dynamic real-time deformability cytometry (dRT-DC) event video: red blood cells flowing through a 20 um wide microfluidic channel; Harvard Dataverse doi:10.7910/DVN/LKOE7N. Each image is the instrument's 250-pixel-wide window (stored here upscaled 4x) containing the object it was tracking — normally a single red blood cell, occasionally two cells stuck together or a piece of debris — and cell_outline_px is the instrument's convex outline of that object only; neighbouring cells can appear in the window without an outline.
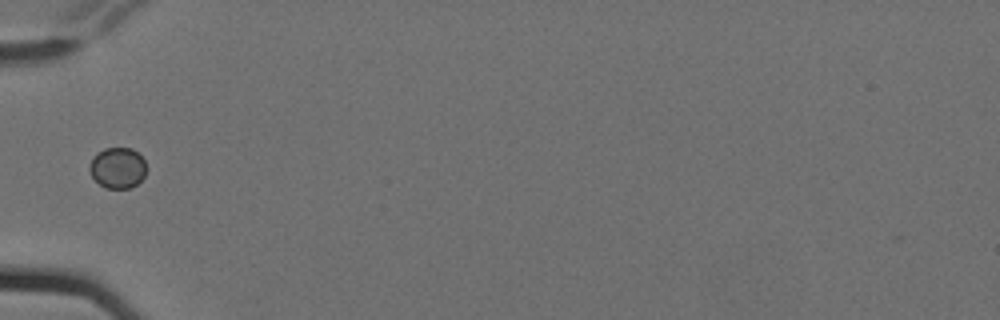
{"species": "Egyptian fruit bat (a non-hibernating species)", "species_latin": "Rousettus aegyptiacus", "temperature_condition": "cold", "stored_images_in_passage": 3, "camera_frame_rate_fps": 3000, "um_per_image_px": 0.085, "animal": {"sex": "female"}, "frame": {"image": 1, "passage_image": 1, "time_ms": 0.0, "image_size_px": [1000, 320], "cell_outline_px": [[144, 176], [132, 188], [104, 188], [92, 176], [88, 168], [92, 156], [96, 152], [104, 148], [132, 148], [144, 160]], "centroid_in_image_um": [9.95, 14.26], "position_along_channel_um": 75.1, "area_um2": 13.47}}
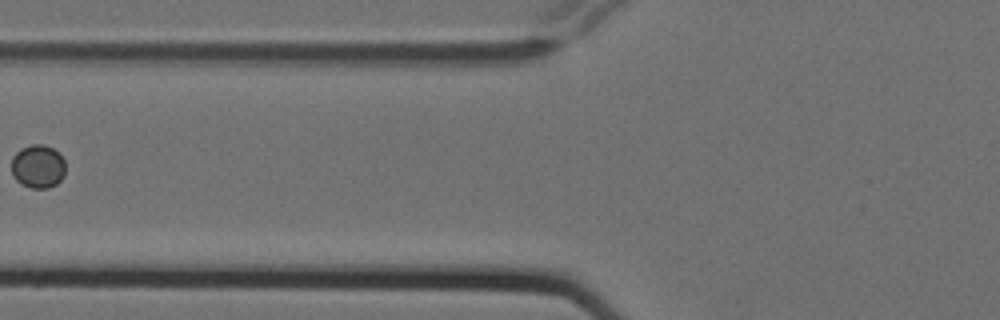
{"frame": {"image": 2, "passage_image": 2, "time_ms": 0.333, "image_size_px": [1000, 320], "cell_outline_px": [[64, 176], [56, 184], [48, 188], [32, 188], [20, 184], [12, 176], [12, 156], [20, 148], [32, 144], [44, 144], [52, 148], [64, 160]], "centroid_in_image_um": [3.19, 14.15], "position_along_channel_um": 122.6, "area_um2": 13.7}}
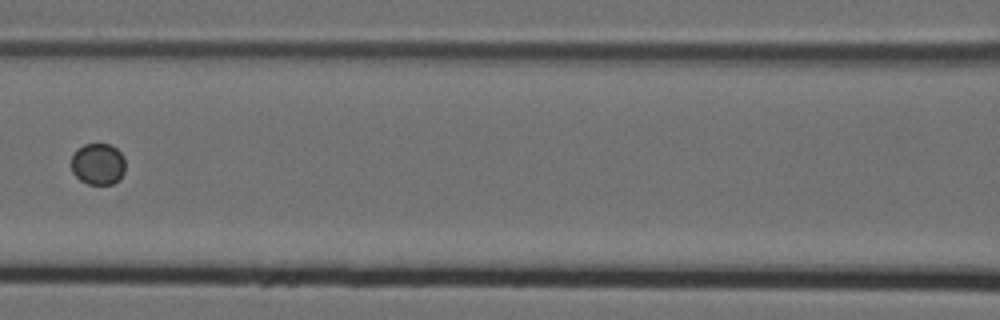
{"frame": {"image": 3, "passage_image": 3, "time_ms": 0.667, "image_size_px": [1000, 320], "cell_outline_px": [[124, 172], [120, 180], [112, 184], [88, 184], [80, 180], [72, 172], [72, 156], [84, 144], [112, 144], [124, 156]], "centroid_in_image_um": [8.36, 13.95], "position_along_channel_um": 158.2, "area_um2": 13.06}}